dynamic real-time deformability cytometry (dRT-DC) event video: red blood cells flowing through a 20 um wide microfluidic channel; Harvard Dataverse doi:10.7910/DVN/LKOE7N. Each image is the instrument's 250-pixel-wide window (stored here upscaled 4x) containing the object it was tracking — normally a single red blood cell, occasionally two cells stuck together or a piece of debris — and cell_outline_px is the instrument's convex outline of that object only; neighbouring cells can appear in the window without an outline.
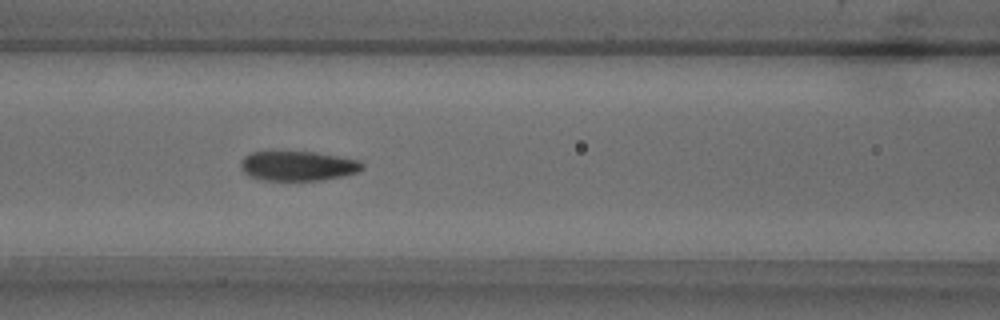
{"species": "common noctule bat (a hibernating species)", "species_latin": "Nyctalus noctula", "temperature_condition": "warm", "stored_images_in_passage": 37, "camera_frame_rate_fps": 3000, "um_per_image_px": 0.085, "animal": {"sex": "male", "body_mass_g": 18.8}, "frame": {"image": 1, "passage_image": 6, "time_ms": 1.667, "image_size_px": [1000, 320], "cell_outline_px": [[364, 168], [356, 172], [340, 176], [320, 180], [264, 180], [248, 176], [240, 168], [240, 160], [244, 156], [252, 152], [316, 152], [360, 160], [364, 164]], "centroid_in_image_um": [25.3, 14.1], "position_along_channel_um": 141.3, "area_um2": 20.98}}
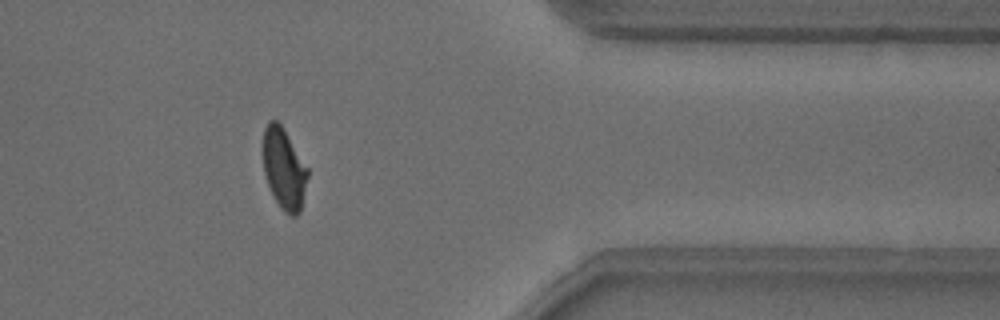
{"frame": {"image": 2, "passage_image": 27, "time_ms": 8.667, "image_size_px": [1000, 320], "cell_outline_px": [[308, 176], [300, 212], [296, 216], [292, 216], [284, 212], [280, 208], [268, 184], [264, 172], [264, 128], [268, 120], [276, 120], [284, 128], [308, 168]], "centroid_in_image_um": [24.15, 14.34], "position_along_channel_um": 387.2, "area_um2": 20.87}}
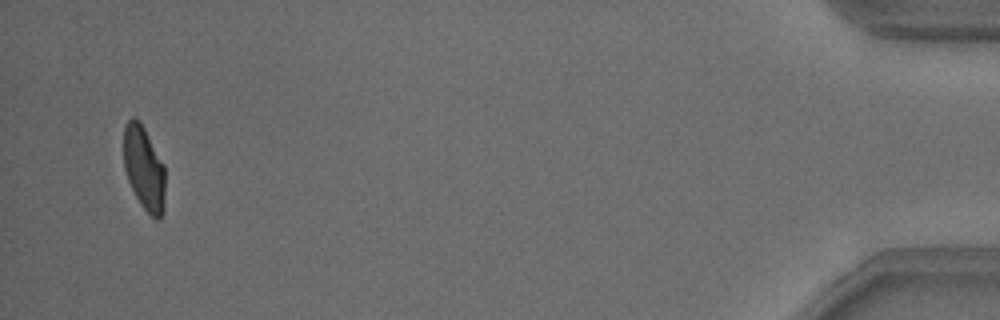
{"frame": {"image": 3, "passage_image": 35, "time_ms": 11.333, "image_size_px": [1000, 320], "cell_outline_px": [[164, 208], [160, 220], [156, 220], [140, 204], [128, 180], [124, 168], [124, 128], [128, 120], [132, 116], [136, 116], [140, 120], [164, 164]], "centroid_in_image_um": [12.24, 14.27], "position_along_channel_um": 423.0, "area_um2": 20.35}}